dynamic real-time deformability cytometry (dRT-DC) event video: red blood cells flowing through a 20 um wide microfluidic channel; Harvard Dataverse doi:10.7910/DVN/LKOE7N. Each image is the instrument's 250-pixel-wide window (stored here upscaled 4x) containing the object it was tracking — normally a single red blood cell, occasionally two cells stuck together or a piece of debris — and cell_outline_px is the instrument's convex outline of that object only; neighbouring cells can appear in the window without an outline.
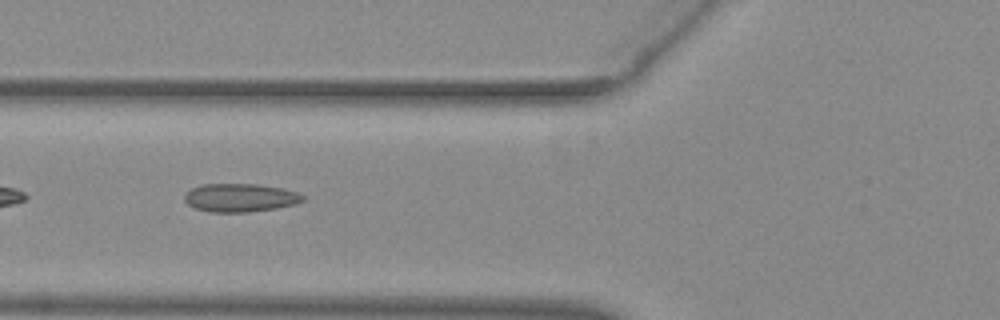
{"species": "common noctule bat (a hibernating species)", "species_latin": "Nyctalus noctula", "temperature_condition": "warm", "stored_images_in_passage": 36, "camera_frame_rate_fps": 3000, "um_per_image_px": 0.085, "animal": {"sex": "female", "body_mass_g": 29.2, "forearm_length_mm": 56.3}, "frame": {"image": 1, "passage_image": 4, "time_ms": 1.0, "image_size_px": [1000, 320], "cell_outline_px": [[304, 200], [296, 204], [276, 208], [248, 212], [208, 212], [192, 208], [184, 200], [184, 196], [192, 188], [200, 184], [256, 184], [284, 188], [296, 192], [304, 196]], "centroid_in_image_um": [20.4, 16.81], "position_along_channel_um": 105.4, "area_um2": 19.65}}
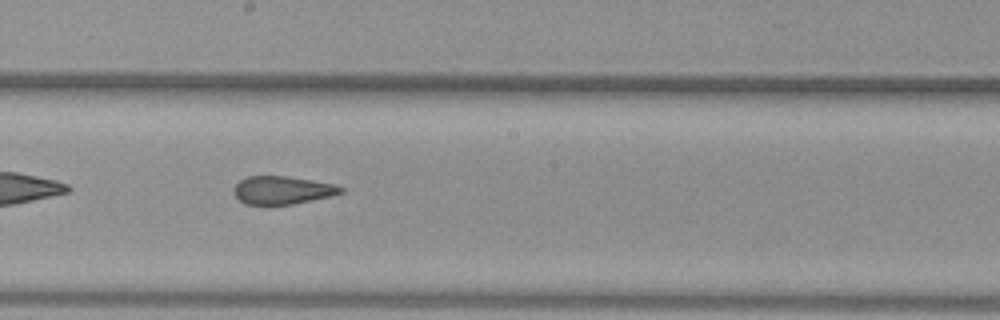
{"frame": {"image": 2, "passage_image": 13, "time_ms": 4.0, "image_size_px": [1000, 320], "cell_outline_px": [[344, 192], [332, 196], [292, 204], [244, 204], [232, 192], [232, 188], [240, 180], [248, 176], [284, 176], [332, 184], [344, 188]], "centroid_in_image_um": [23.96, 16.17], "position_along_channel_um": 224.2, "area_um2": 17.28}}
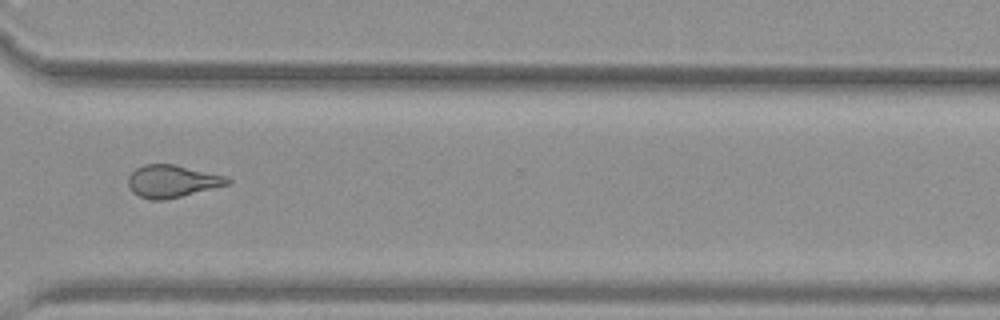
{"frame": {"image": 3, "passage_image": 23, "time_ms": 7.333, "image_size_px": [1000, 320], "cell_outline_px": [[232, 180], [228, 184], [164, 200], [152, 200], [140, 196], [132, 192], [128, 184], [128, 176], [136, 168], [144, 164], [176, 164], [228, 176]], "centroid_in_image_um": [14.63, 15.38], "position_along_channel_um": 356.0, "area_um2": 18.73}, "authors_computed_cell_mechanics": {"area_um2": 18.7272, "velocity_mm_per_s": 3.9625, "shape_relaxation_time_tau1_ms": null, "shape_relaxation_time_tau2_ms": 1.4881, "deformation_change_tau1": null, "deformation_change_tau2": 0.1045}}